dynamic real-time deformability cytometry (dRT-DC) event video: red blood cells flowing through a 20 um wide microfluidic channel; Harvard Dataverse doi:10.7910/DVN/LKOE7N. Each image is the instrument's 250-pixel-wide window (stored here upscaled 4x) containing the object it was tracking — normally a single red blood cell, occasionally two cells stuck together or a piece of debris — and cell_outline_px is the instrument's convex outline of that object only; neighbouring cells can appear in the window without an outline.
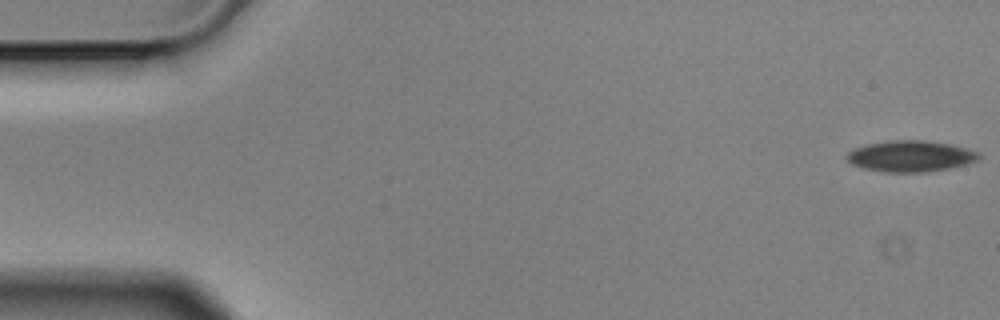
{"species": "Egyptian fruit bat (a non-hibernating species)", "species_latin": "Rousettus aegyptiacus", "temperature_condition": "cold", "stored_images_in_passage": 56, "camera_frame_rate_fps": 3000, "um_per_image_px": 0.085, "animal": {"sex": "male"}, "frame": {"image": 1, "passage_image": 1, "time_ms": 0.0, "image_size_px": [1000, 320], "cell_outline_px": [[976, 156], [972, 160], [960, 164], [940, 168], [900, 172], [868, 168], [856, 164], [848, 160], [848, 156], [852, 152], [860, 148], [876, 144], [944, 144], [960, 148], [972, 152]], "centroid_in_image_um": [77.32, 13.33], "position_along_channel_um": 7.7, "area_um2": 19.71}}
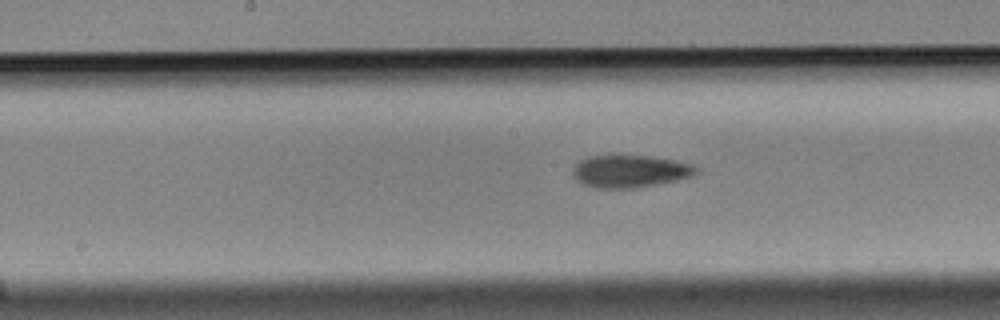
{"frame": {"image": 2, "passage_image": 28, "time_ms": 9.0, "image_size_px": [1000, 320], "cell_outline_px": [[692, 172], [684, 176], [672, 180], [648, 184], [588, 184], [580, 180], [576, 176], [576, 168], [584, 160], [596, 156], [640, 156], [668, 160], [684, 164], [692, 168]], "centroid_in_image_um": [53.51, 14.48], "position_along_channel_um": 194.7, "area_um2": 19.42}}
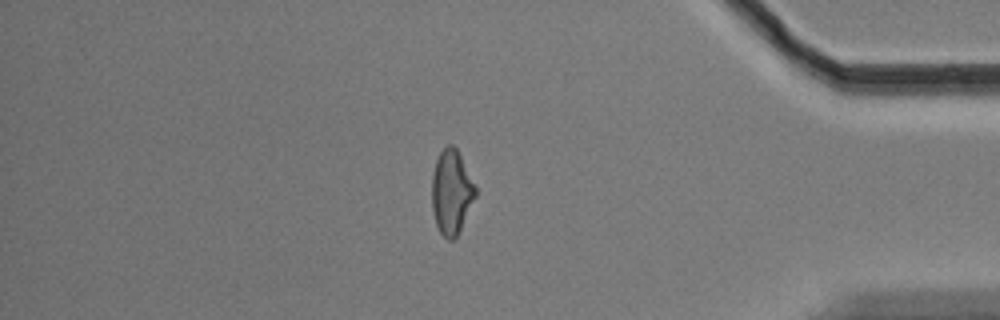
{"frame": {"image": 3, "passage_image": 48, "time_ms": 15.667, "image_size_px": [1000, 320], "cell_outline_px": [[476, 196], [456, 236], [452, 240], [448, 240], [440, 232], [436, 224], [432, 204], [432, 176], [436, 160], [440, 152], [448, 144], [452, 144], [456, 148], [476, 188]], "centroid_in_image_um": [38.36, 16.32], "position_along_channel_um": 396.8, "area_um2": 20.87}, "authors_computed_cell_mechanics": {"area_um2": 20.4612, "velocity_mm_per_s": 3.5226, "shape_relaxation_time_tau1_ms": 7.7044, "shape_relaxation_time_tau2_ms": 5.1587, "deformation_change_tau1": 0.1758, "deformation_change_tau2": 0.1376}}